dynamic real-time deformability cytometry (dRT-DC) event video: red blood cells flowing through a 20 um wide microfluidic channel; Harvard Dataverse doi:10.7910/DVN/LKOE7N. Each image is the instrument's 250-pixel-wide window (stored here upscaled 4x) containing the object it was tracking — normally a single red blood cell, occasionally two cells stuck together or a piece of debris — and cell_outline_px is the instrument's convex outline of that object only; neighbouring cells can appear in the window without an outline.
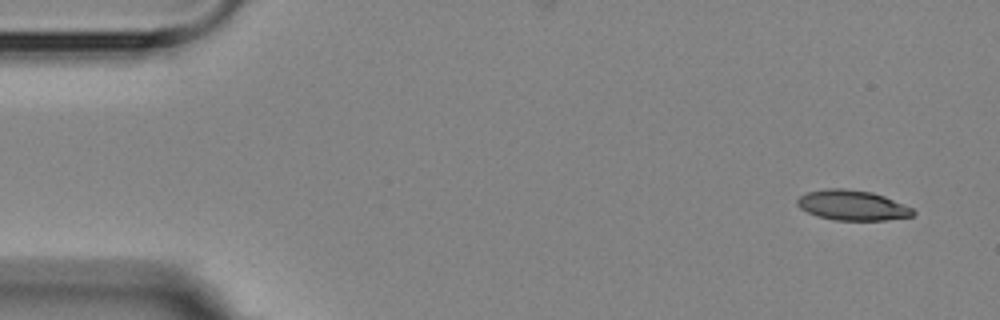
{"species": "Egyptian fruit bat (a non-hibernating species)", "species_latin": "Rousettus aegyptiacus", "temperature_condition": "room temperature", "stored_images_in_passage": 6, "camera_frame_rate_fps": 3000, "um_per_image_px": 0.085, "animal": {"sex": "female"}, "frame": {"image": 1, "passage_image": 1, "time_ms": 0.0, "image_size_px": [1000, 320], "cell_outline_px": [[916, 212], [912, 216], [888, 220], [836, 220], [816, 216], [800, 208], [796, 204], [796, 200], [800, 196], [808, 192], [828, 188], [844, 188], [872, 192], [884, 196], [912, 208]], "centroid_in_image_um": [72.44, 17.45], "position_along_channel_um": 12.6, "area_um2": 20.29}}
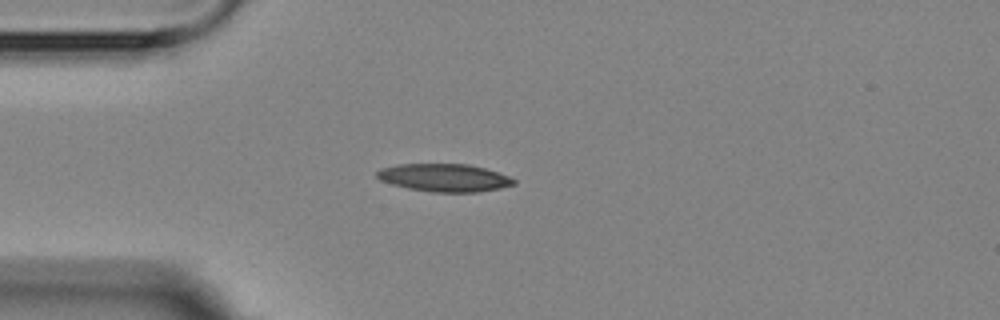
{"frame": {"image": 2, "passage_image": 4, "time_ms": 3.667, "image_size_px": [1000, 320], "cell_outline_px": [[516, 184], [500, 188], [476, 192], [432, 192], [408, 188], [392, 184], [380, 180], [376, 176], [376, 172], [380, 168], [400, 164], [468, 164], [484, 168], [508, 176], [516, 180]], "centroid_in_image_um": [37.75, 15.1], "position_along_channel_um": 47.2, "area_um2": 22.08}}
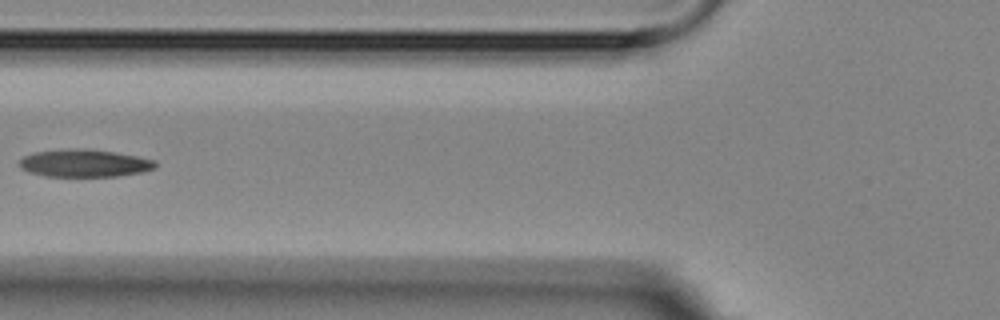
{"frame": {"image": 3, "passage_image": 6, "time_ms": 6.0, "image_size_px": [1000, 320], "cell_outline_px": [[156, 168], [140, 172], [116, 176], [44, 176], [28, 172], [20, 168], [20, 160], [24, 156], [32, 152], [72, 148], [88, 148], [136, 156], [156, 160]], "centroid_in_image_um": [7.14, 13.86], "position_along_channel_um": 118.7, "area_um2": 21.85}}